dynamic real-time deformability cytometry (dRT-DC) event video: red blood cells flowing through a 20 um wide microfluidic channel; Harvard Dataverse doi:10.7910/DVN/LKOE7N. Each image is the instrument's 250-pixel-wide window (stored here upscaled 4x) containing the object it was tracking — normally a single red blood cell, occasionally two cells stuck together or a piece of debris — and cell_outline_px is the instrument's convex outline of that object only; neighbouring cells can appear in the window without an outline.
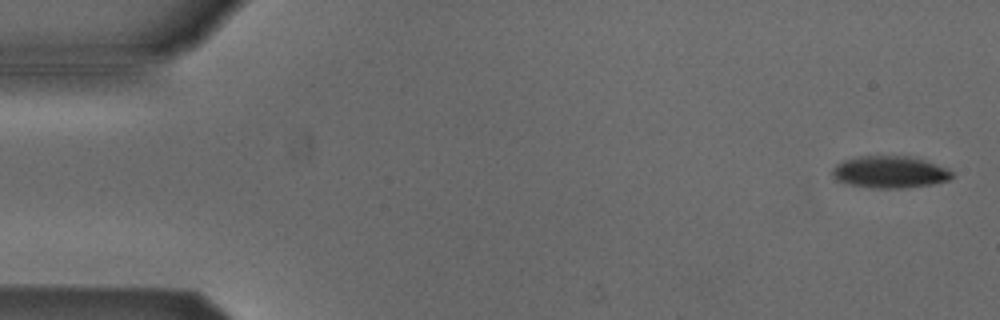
{"species": "Egyptian fruit bat (a non-hibernating species)", "species_latin": "Rousettus aegyptiacus", "temperature_condition": "cold", "stored_images_in_passage": 5, "camera_frame_rate_fps": 3000, "um_per_image_px": 0.085, "animal": {"sex": "male"}, "frame": {"image": 1, "passage_image": 1, "time_ms": 0.0, "image_size_px": [1000, 320], "cell_outline_px": [[952, 176], [948, 180], [932, 184], [908, 188], [868, 188], [848, 184], [836, 180], [832, 176], [832, 168], [836, 164], [844, 160], [860, 156], [908, 156], [948, 168], [952, 172]], "centroid_in_image_um": [75.59, 14.64], "position_along_channel_um": 9.4, "area_um2": 22.31}}
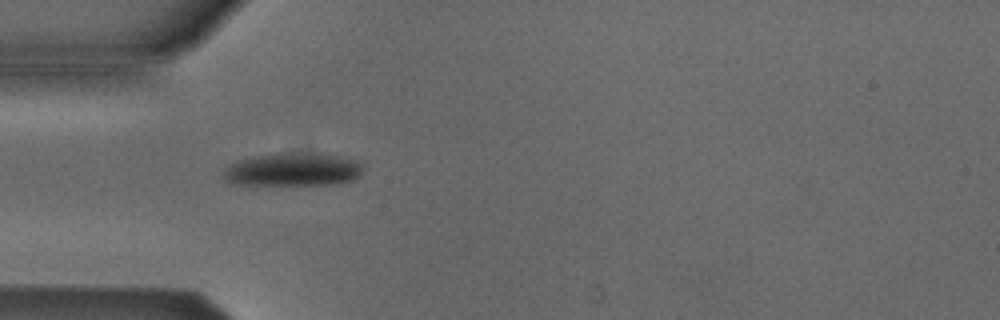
{"frame": {"image": 2, "passage_image": 4, "time_ms": 4.667, "image_size_px": [1000, 320], "cell_outline_px": [[360, 176], [352, 180], [336, 184], [236, 184], [224, 180], [224, 168], [236, 160], [252, 156], [276, 152], [300, 152], [336, 156], [356, 160], [360, 164]], "centroid_in_image_um": [24.83, 14.39], "position_along_channel_um": 60.2, "area_um2": 26.93}}